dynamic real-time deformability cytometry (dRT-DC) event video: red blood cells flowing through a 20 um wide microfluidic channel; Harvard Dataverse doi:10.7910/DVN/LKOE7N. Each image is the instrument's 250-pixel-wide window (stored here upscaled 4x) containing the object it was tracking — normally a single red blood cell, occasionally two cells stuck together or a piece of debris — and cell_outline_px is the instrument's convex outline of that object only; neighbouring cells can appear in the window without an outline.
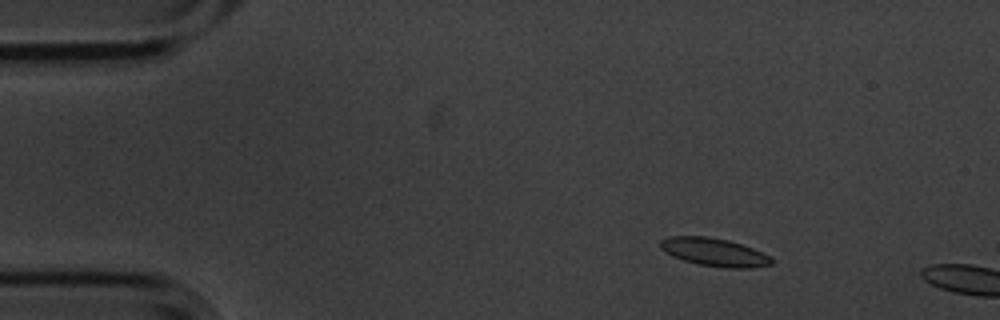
{"species": "common noctule bat (a hibernating species)", "species_latin": "Nyctalus noctula", "temperature_condition": "cold", "stored_images_in_passage": 4, "camera_frame_rate_fps": 3000, "um_per_image_px": 0.085, "animal": {"sex": "male", "body_mass_g": 20.1, "forearm_length_mm": 53.5}, "frame": {"image": 1, "passage_image": 1, "time_ms": 0.0, "image_size_px": [1000, 320], "cell_outline_px": [[772, 264], [752, 268], [724, 268], [696, 264], [672, 256], [664, 252], [660, 248], [660, 240], [668, 236], [708, 236], [728, 240], [752, 248], [772, 256]], "centroid_in_image_um": [60.7, 21.43], "position_along_channel_um": 24.3, "area_um2": 18.38}}